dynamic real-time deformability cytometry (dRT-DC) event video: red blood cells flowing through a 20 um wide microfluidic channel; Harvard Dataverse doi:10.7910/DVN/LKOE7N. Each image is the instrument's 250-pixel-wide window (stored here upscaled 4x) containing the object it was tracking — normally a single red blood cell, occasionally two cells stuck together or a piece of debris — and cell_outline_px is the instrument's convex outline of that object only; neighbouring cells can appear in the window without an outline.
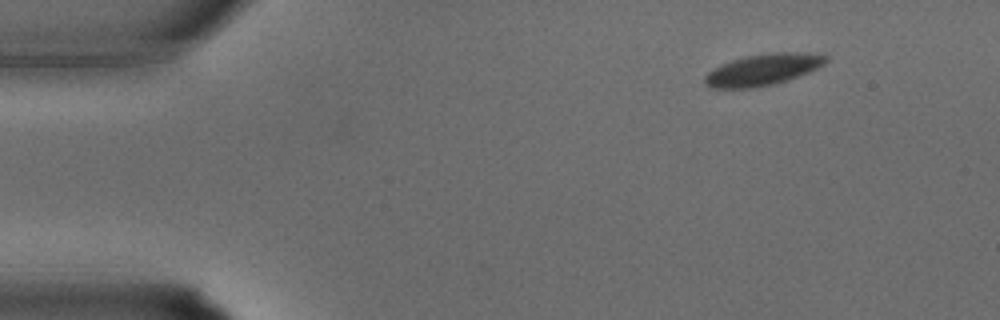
{"species": "common noctule bat (a hibernating species)", "species_latin": "Nyctalus noctula", "temperature_condition": "warm", "stored_images_in_passage": 31, "camera_frame_rate_fps": 3000, "um_per_image_px": 0.085, "animal": {"sex": "male", "body_mass_g": 15.6}, "frame": {"image": 1, "passage_image": 1, "time_ms": 0.0, "image_size_px": [1000, 320], "cell_outline_px": [[828, 60], [824, 64], [808, 72], [788, 80], [756, 88], [708, 88], [704, 84], [704, 76], [708, 72], [732, 60], [744, 56], [776, 52], [808, 52], [828, 56]], "centroid_in_image_um": [64.85, 5.92], "position_along_channel_um": 20.2, "area_um2": 22.14}}
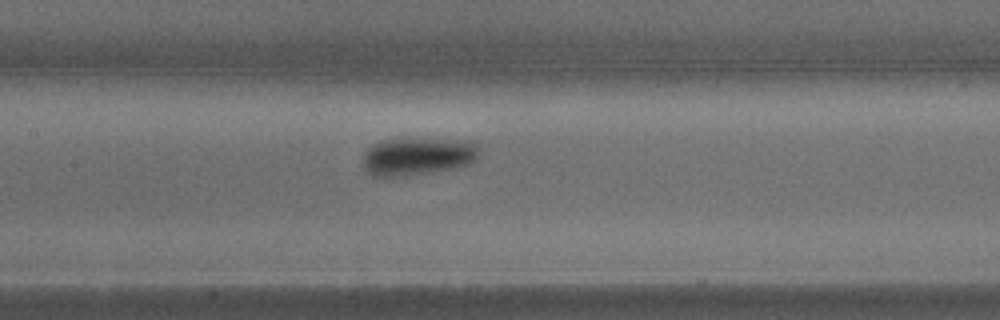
{"frame": {"image": 2, "passage_image": 13, "time_ms": 4.0, "image_size_px": [1000, 320], "cell_outline_px": [[480, 156], [476, 160], [468, 164], [456, 168], [432, 172], [404, 176], [372, 176], [364, 168], [364, 152], [372, 144], [380, 140], [404, 136], [468, 140], [480, 144]], "centroid_in_image_um": [35.55, 13.23], "position_along_channel_um": 171.9, "area_um2": 26.82}}
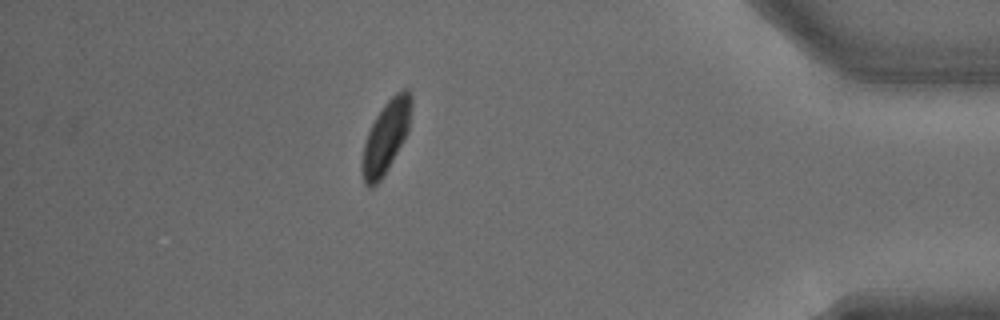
{"frame": {"image": 3, "passage_image": 27, "time_ms": 8.667, "image_size_px": [1000, 320], "cell_outline_px": [[412, 108], [408, 132], [388, 168], [380, 180], [372, 188], [368, 188], [364, 184], [360, 168], [360, 164], [364, 144], [368, 132], [376, 116], [384, 104], [396, 92], [404, 88], [408, 88], [412, 92]], "centroid_in_image_um": [32.8, 11.62], "position_along_channel_um": 402.4, "area_um2": 20.92}}